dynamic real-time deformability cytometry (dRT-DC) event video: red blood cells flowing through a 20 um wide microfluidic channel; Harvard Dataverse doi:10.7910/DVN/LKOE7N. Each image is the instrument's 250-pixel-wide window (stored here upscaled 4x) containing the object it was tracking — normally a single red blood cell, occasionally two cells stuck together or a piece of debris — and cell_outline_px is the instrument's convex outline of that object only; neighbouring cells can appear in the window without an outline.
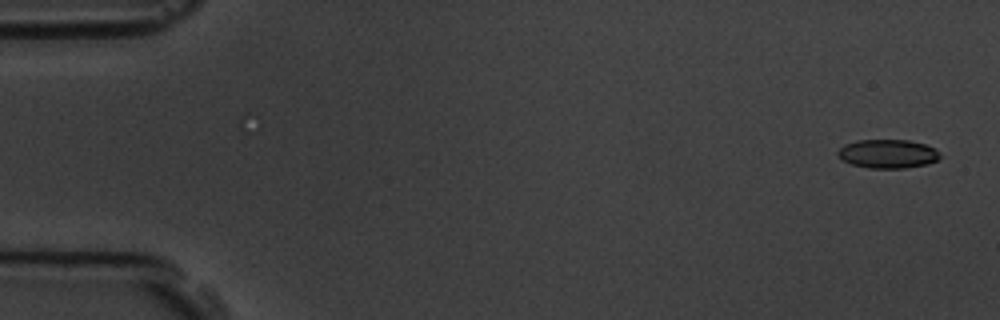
{"species": "common noctule bat (a hibernating species)", "species_latin": "Nyctalus noctula", "temperature_condition": "room temperature", "stored_images_in_passage": 5, "camera_frame_rate_fps": 3000, "um_per_image_px": 0.085, "animal": {"sex": "male", "body_mass_g": 19.5, "forearm_length_mm": 54.6}, "frame": {"image": 1, "passage_image": 1, "time_ms": 0.0, "image_size_px": [1000, 320], "cell_outline_px": [[940, 160], [928, 164], [904, 168], [868, 168], [852, 164], [844, 160], [836, 152], [844, 144], [856, 140], [908, 140], [924, 144], [936, 148], [940, 156]], "centroid_in_image_um": [75.49, 13.07], "position_along_channel_um": 9.5, "area_um2": 17.17}}
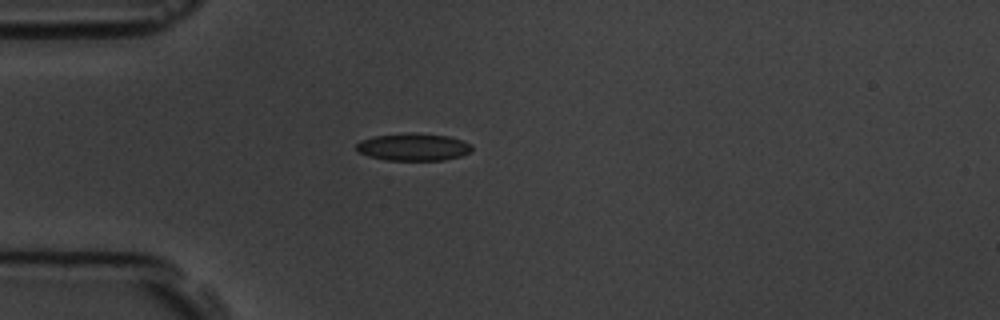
{"frame": {"image": 2, "passage_image": 5, "time_ms": 4.333, "image_size_px": [1000, 320], "cell_outline_px": [[472, 148], [468, 152], [460, 156], [444, 160], [388, 160], [368, 156], [360, 152], [356, 148], [356, 144], [360, 140], [376, 136], [412, 132], [448, 136], [472, 144]], "centroid_in_image_um": [35.13, 12.49], "position_along_channel_um": 49.9, "area_um2": 18.26}}